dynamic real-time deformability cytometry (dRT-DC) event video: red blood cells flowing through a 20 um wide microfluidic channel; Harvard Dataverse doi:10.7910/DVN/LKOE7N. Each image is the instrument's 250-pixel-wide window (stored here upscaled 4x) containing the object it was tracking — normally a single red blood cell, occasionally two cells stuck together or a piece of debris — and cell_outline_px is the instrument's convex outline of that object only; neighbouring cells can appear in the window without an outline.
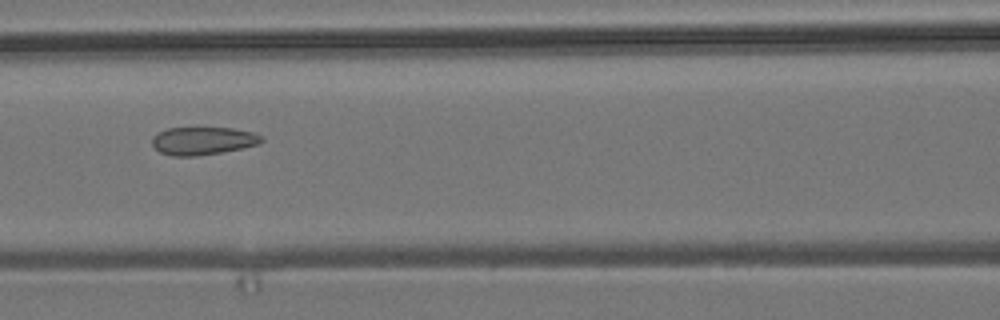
{"species": "common noctule bat (a hibernating species)", "species_latin": "Nyctalus noctula", "temperature_condition": "room temperature", "stored_images_in_passage": 8, "camera_frame_rate_fps": 3000, "um_per_image_px": 0.085, "animal": {"sex": "male", "body_mass_g": 19.2, "forearm_length_mm": 51.8}, "frame": {"image": 1, "passage_image": 6, "time_ms": 7.0, "image_size_px": [1000, 320], "cell_outline_px": [[264, 140], [260, 144], [220, 152], [196, 156], [172, 156], [160, 152], [152, 144], [152, 136], [168, 128], [232, 128], [252, 132], [264, 136]], "centroid_in_image_um": [17.26, 11.97], "position_along_channel_um": 149.3, "area_um2": 17.69}}
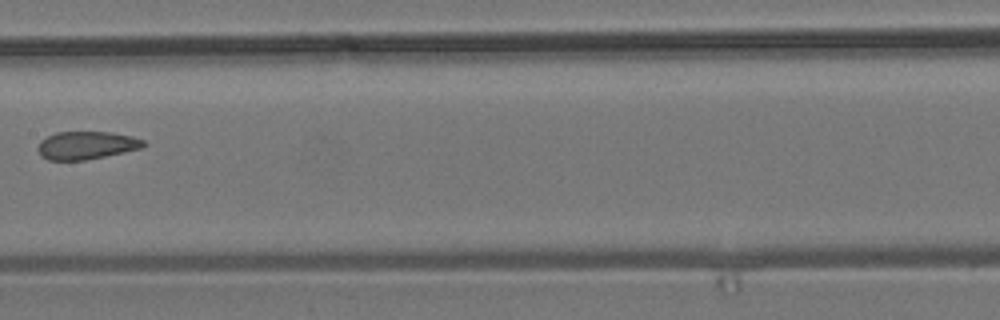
{"frame": {"image": 2, "passage_image": 7, "time_ms": 8.333, "image_size_px": [1000, 320], "cell_outline_px": [[148, 144], [144, 148], [84, 160], [48, 160], [40, 156], [36, 148], [40, 140], [56, 132], [112, 132], [132, 136], [144, 140]], "centroid_in_image_um": [7.35, 12.35], "position_along_channel_um": 200.0, "area_um2": 17.4}}
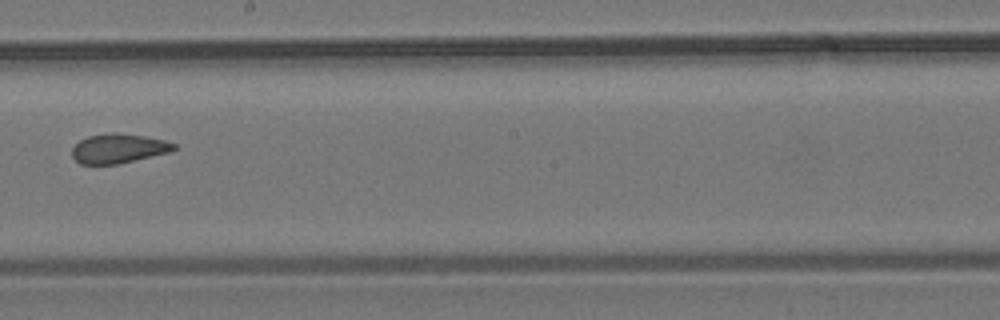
{"frame": {"image": 3, "passage_image": 8, "time_ms": 9.333, "image_size_px": [1000, 320], "cell_outline_px": [[176, 148], [172, 152], [116, 164], [80, 164], [72, 156], [72, 148], [80, 140], [88, 136], [112, 132], [144, 136], [164, 140], [176, 144]], "centroid_in_image_um": [10.08, 12.62], "position_along_channel_um": 238.1, "area_um2": 17.4}}